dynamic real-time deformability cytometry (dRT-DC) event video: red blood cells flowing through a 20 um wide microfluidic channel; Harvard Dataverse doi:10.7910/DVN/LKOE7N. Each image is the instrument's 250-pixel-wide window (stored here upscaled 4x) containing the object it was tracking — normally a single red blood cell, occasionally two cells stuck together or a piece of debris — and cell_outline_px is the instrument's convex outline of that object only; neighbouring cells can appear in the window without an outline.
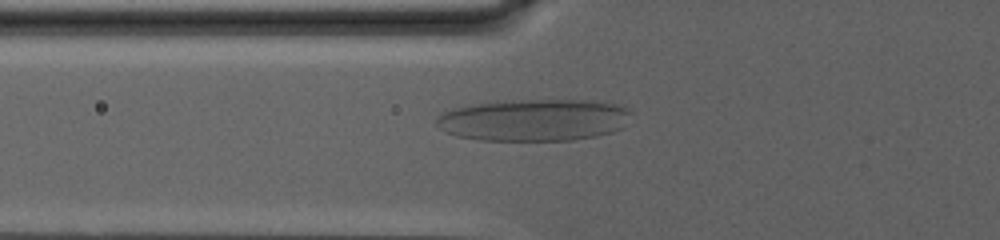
{"species": "human", "species_latin": "Homo sapiens", "temperature_condition": "warm", "stored_images_in_passage": 61, "camera_frame_rate_fps": 3000, "um_per_image_px": 0.085, "donor": {"sex": "male"}, "frame": {"image": 1, "passage_image": 12, "time_ms": 3.667, "image_size_px": [1000, 240], "cell_outline_px": [[632, 112], [624, 128], [612, 132], [596, 136], [572, 140], [480, 140], [456, 136], [440, 128], [436, 124], [436, 120], [440, 112], [452, 108], [496, 100], [584, 100], [616, 104], [628, 108]], "centroid_in_image_um": [45.38, 10.19], "position_along_channel_um": 80.4, "area_um2": 48.03}}
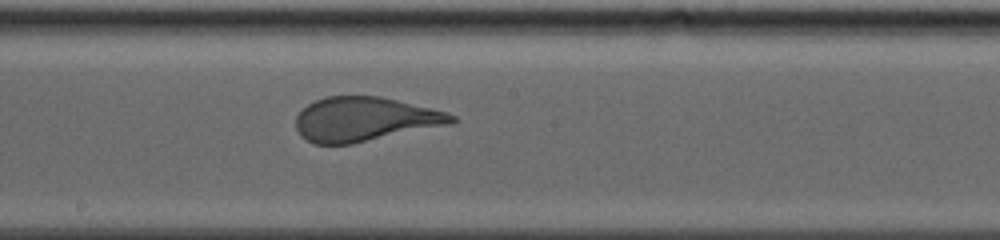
{"frame": {"image": 2, "passage_image": 28, "time_ms": 9.0, "image_size_px": [1000, 240], "cell_outline_px": [[456, 120], [452, 124], [352, 144], [316, 144], [300, 136], [296, 128], [296, 116], [308, 104], [316, 100], [328, 96], [380, 96], [432, 108], [448, 112], [456, 116]], "centroid_in_image_um": [31.02, 10.14], "position_along_channel_um": 217.2, "area_um2": 40.17}}
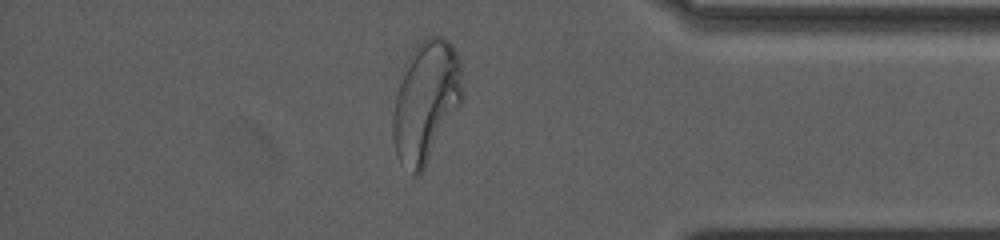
{"frame": {"image": 3, "passage_image": 51, "time_ms": 16.667, "image_size_px": [1000, 240], "cell_outline_px": [[464, 100], [420, 176], [416, 176], [400, 160], [396, 152], [392, 136], [392, 116], [396, 96], [408, 56], [416, 44], [424, 36], [440, 36], [448, 40], [452, 44], [460, 60], [464, 96]], "centroid_in_image_um": [36.24, 8.59], "position_along_channel_um": 399.0, "area_um2": 49.36}}